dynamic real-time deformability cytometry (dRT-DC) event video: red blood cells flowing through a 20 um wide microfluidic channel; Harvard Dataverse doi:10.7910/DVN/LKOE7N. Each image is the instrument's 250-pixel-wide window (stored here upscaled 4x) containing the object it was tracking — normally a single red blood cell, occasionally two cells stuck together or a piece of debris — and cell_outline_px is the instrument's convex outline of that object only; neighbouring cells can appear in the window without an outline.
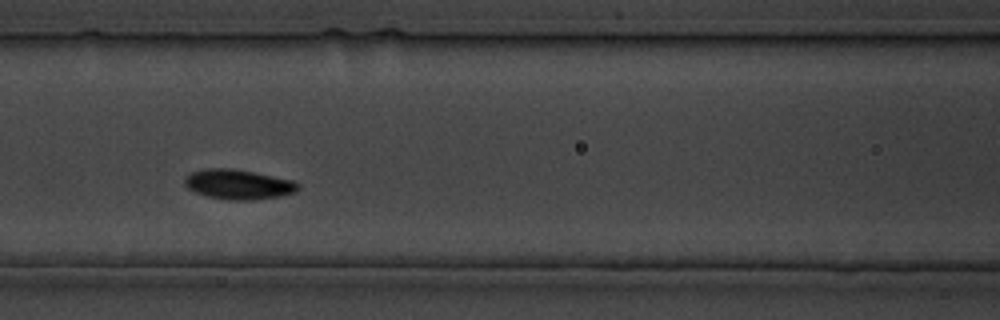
{"species": "common noctule bat (a hibernating species)", "species_latin": "Nyctalus noctula", "temperature_condition": "cold", "stored_images_in_passage": 21, "camera_frame_rate_fps": 3000, "um_per_image_px": 0.085, "animal": {"sex": "male", "body_mass_g": 19.5, "forearm_length_mm": 54.6}, "frame": {"image": 1, "passage_image": 7, "time_ms": 7.0, "image_size_px": [1000, 320], "cell_outline_px": [[300, 188], [296, 192], [280, 196], [248, 200], [228, 200], [208, 196], [196, 192], [188, 188], [184, 184], [184, 180], [192, 172], [208, 168], [232, 168], [296, 180], [300, 184]], "centroid_in_image_um": [20.32, 15.67], "position_along_channel_um": 146.3, "area_um2": 19.71}}